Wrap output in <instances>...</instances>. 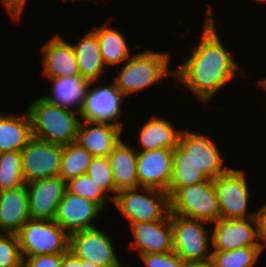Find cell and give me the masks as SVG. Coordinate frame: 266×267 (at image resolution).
<instances>
[{"label": "cell", "instance_id": "obj_1", "mask_svg": "<svg viewBox=\"0 0 266 267\" xmlns=\"http://www.w3.org/2000/svg\"><path fill=\"white\" fill-rule=\"evenodd\" d=\"M214 16L212 8L208 6L199 44L191 47L189 58L174 69V81L188 87L202 104L209 103L218 91L239 74L242 77L245 75L244 68L237 65L231 51L220 39Z\"/></svg>", "mask_w": 266, "mask_h": 267}, {"label": "cell", "instance_id": "obj_2", "mask_svg": "<svg viewBox=\"0 0 266 267\" xmlns=\"http://www.w3.org/2000/svg\"><path fill=\"white\" fill-rule=\"evenodd\" d=\"M139 53L133 55L124 62L123 67L112 79L122 94L128 98L132 94L149 88L151 85L162 82L163 78L171 75L174 78V70L169 69L171 60L167 52H155L134 45Z\"/></svg>", "mask_w": 266, "mask_h": 267}, {"label": "cell", "instance_id": "obj_3", "mask_svg": "<svg viewBox=\"0 0 266 267\" xmlns=\"http://www.w3.org/2000/svg\"><path fill=\"white\" fill-rule=\"evenodd\" d=\"M26 111L30 117L33 137L61 145L76 142L81 123L79 113L52 104L42 96L34 98Z\"/></svg>", "mask_w": 266, "mask_h": 267}, {"label": "cell", "instance_id": "obj_4", "mask_svg": "<svg viewBox=\"0 0 266 267\" xmlns=\"http://www.w3.org/2000/svg\"><path fill=\"white\" fill-rule=\"evenodd\" d=\"M113 203L130 225L133 222L163 220L170 214L168 193L154 188L137 187L120 190Z\"/></svg>", "mask_w": 266, "mask_h": 267}, {"label": "cell", "instance_id": "obj_5", "mask_svg": "<svg viewBox=\"0 0 266 267\" xmlns=\"http://www.w3.org/2000/svg\"><path fill=\"white\" fill-rule=\"evenodd\" d=\"M16 235L22 257L69 251L70 235L54 220L30 218Z\"/></svg>", "mask_w": 266, "mask_h": 267}, {"label": "cell", "instance_id": "obj_6", "mask_svg": "<svg viewBox=\"0 0 266 267\" xmlns=\"http://www.w3.org/2000/svg\"><path fill=\"white\" fill-rule=\"evenodd\" d=\"M170 213L214 223L220 208L213 179L179 188L170 197Z\"/></svg>", "mask_w": 266, "mask_h": 267}, {"label": "cell", "instance_id": "obj_7", "mask_svg": "<svg viewBox=\"0 0 266 267\" xmlns=\"http://www.w3.org/2000/svg\"><path fill=\"white\" fill-rule=\"evenodd\" d=\"M102 82H89L79 116L83 121L111 123L124 129L125 123L119 119L125 110L122 104L126 97L113 80L109 84Z\"/></svg>", "mask_w": 266, "mask_h": 267}, {"label": "cell", "instance_id": "obj_8", "mask_svg": "<svg viewBox=\"0 0 266 267\" xmlns=\"http://www.w3.org/2000/svg\"><path fill=\"white\" fill-rule=\"evenodd\" d=\"M170 218L175 254L184 262L210 259L212 240L209 225L211 224L171 213Z\"/></svg>", "mask_w": 266, "mask_h": 267}, {"label": "cell", "instance_id": "obj_9", "mask_svg": "<svg viewBox=\"0 0 266 267\" xmlns=\"http://www.w3.org/2000/svg\"><path fill=\"white\" fill-rule=\"evenodd\" d=\"M246 171L230 168L213 179L220 208L221 219H245L256 217V211L248 212L249 183Z\"/></svg>", "mask_w": 266, "mask_h": 267}, {"label": "cell", "instance_id": "obj_10", "mask_svg": "<svg viewBox=\"0 0 266 267\" xmlns=\"http://www.w3.org/2000/svg\"><path fill=\"white\" fill-rule=\"evenodd\" d=\"M69 251L81 260L99 267H121L111 234L99 228L78 231L70 235Z\"/></svg>", "mask_w": 266, "mask_h": 267}, {"label": "cell", "instance_id": "obj_11", "mask_svg": "<svg viewBox=\"0 0 266 267\" xmlns=\"http://www.w3.org/2000/svg\"><path fill=\"white\" fill-rule=\"evenodd\" d=\"M63 145L33 137L21 151L22 170L26 183L59 175Z\"/></svg>", "mask_w": 266, "mask_h": 267}, {"label": "cell", "instance_id": "obj_12", "mask_svg": "<svg viewBox=\"0 0 266 267\" xmlns=\"http://www.w3.org/2000/svg\"><path fill=\"white\" fill-rule=\"evenodd\" d=\"M212 251H228L246 246H264L258 236L256 217L219 219L211 223Z\"/></svg>", "mask_w": 266, "mask_h": 267}, {"label": "cell", "instance_id": "obj_13", "mask_svg": "<svg viewBox=\"0 0 266 267\" xmlns=\"http://www.w3.org/2000/svg\"><path fill=\"white\" fill-rule=\"evenodd\" d=\"M129 227L132 241L128 247L139 255L174 252L170 214L163 220L133 222Z\"/></svg>", "mask_w": 266, "mask_h": 267}, {"label": "cell", "instance_id": "obj_14", "mask_svg": "<svg viewBox=\"0 0 266 267\" xmlns=\"http://www.w3.org/2000/svg\"><path fill=\"white\" fill-rule=\"evenodd\" d=\"M102 210L96 202L65 191L54 221L71 235L78 231L96 228L93 221L100 217Z\"/></svg>", "mask_w": 266, "mask_h": 267}, {"label": "cell", "instance_id": "obj_15", "mask_svg": "<svg viewBox=\"0 0 266 267\" xmlns=\"http://www.w3.org/2000/svg\"><path fill=\"white\" fill-rule=\"evenodd\" d=\"M172 169L173 149L137 151L139 187L154 188L168 193Z\"/></svg>", "mask_w": 266, "mask_h": 267}, {"label": "cell", "instance_id": "obj_16", "mask_svg": "<svg viewBox=\"0 0 266 267\" xmlns=\"http://www.w3.org/2000/svg\"><path fill=\"white\" fill-rule=\"evenodd\" d=\"M26 186L30 218L54 220L66 191V182L56 176L36 179L26 183Z\"/></svg>", "mask_w": 266, "mask_h": 267}, {"label": "cell", "instance_id": "obj_17", "mask_svg": "<svg viewBox=\"0 0 266 267\" xmlns=\"http://www.w3.org/2000/svg\"><path fill=\"white\" fill-rule=\"evenodd\" d=\"M179 145L190 154L209 179L225 174L230 169L223 165L222 152L209 136L183 129L180 132Z\"/></svg>", "mask_w": 266, "mask_h": 267}, {"label": "cell", "instance_id": "obj_18", "mask_svg": "<svg viewBox=\"0 0 266 267\" xmlns=\"http://www.w3.org/2000/svg\"><path fill=\"white\" fill-rule=\"evenodd\" d=\"M55 34L41 46V71L47 78L80 76L71 43Z\"/></svg>", "mask_w": 266, "mask_h": 267}, {"label": "cell", "instance_id": "obj_19", "mask_svg": "<svg viewBox=\"0 0 266 267\" xmlns=\"http://www.w3.org/2000/svg\"><path fill=\"white\" fill-rule=\"evenodd\" d=\"M123 131L121 127L111 123L81 120L76 142L93 157H108L122 139Z\"/></svg>", "mask_w": 266, "mask_h": 267}, {"label": "cell", "instance_id": "obj_20", "mask_svg": "<svg viewBox=\"0 0 266 267\" xmlns=\"http://www.w3.org/2000/svg\"><path fill=\"white\" fill-rule=\"evenodd\" d=\"M26 184L0 192V231L16 234L30 219Z\"/></svg>", "mask_w": 266, "mask_h": 267}, {"label": "cell", "instance_id": "obj_21", "mask_svg": "<svg viewBox=\"0 0 266 267\" xmlns=\"http://www.w3.org/2000/svg\"><path fill=\"white\" fill-rule=\"evenodd\" d=\"M115 187L118 191L139 187L137 150L122 138L108 155Z\"/></svg>", "mask_w": 266, "mask_h": 267}, {"label": "cell", "instance_id": "obj_22", "mask_svg": "<svg viewBox=\"0 0 266 267\" xmlns=\"http://www.w3.org/2000/svg\"><path fill=\"white\" fill-rule=\"evenodd\" d=\"M174 123L164 117L152 116L144 123L139 132L141 146L137 151H151L159 148L174 149L179 144L180 132Z\"/></svg>", "mask_w": 266, "mask_h": 267}, {"label": "cell", "instance_id": "obj_23", "mask_svg": "<svg viewBox=\"0 0 266 267\" xmlns=\"http://www.w3.org/2000/svg\"><path fill=\"white\" fill-rule=\"evenodd\" d=\"M33 138L27 111L21 115L0 112V153L22 151Z\"/></svg>", "mask_w": 266, "mask_h": 267}, {"label": "cell", "instance_id": "obj_24", "mask_svg": "<svg viewBox=\"0 0 266 267\" xmlns=\"http://www.w3.org/2000/svg\"><path fill=\"white\" fill-rule=\"evenodd\" d=\"M78 64L80 76L87 81L101 80L105 64L101 57L100 45L93 30L86 32L78 41L71 43Z\"/></svg>", "mask_w": 266, "mask_h": 267}, {"label": "cell", "instance_id": "obj_25", "mask_svg": "<svg viewBox=\"0 0 266 267\" xmlns=\"http://www.w3.org/2000/svg\"><path fill=\"white\" fill-rule=\"evenodd\" d=\"M51 94L42 95L48 102L80 113L89 81L81 76L47 78ZM75 109V110H74Z\"/></svg>", "mask_w": 266, "mask_h": 267}, {"label": "cell", "instance_id": "obj_26", "mask_svg": "<svg viewBox=\"0 0 266 267\" xmlns=\"http://www.w3.org/2000/svg\"><path fill=\"white\" fill-rule=\"evenodd\" d=\"M92 30L99 41L101 57L106 67L121 65L133 55L124 34L109 27L107 22Z\"/></svg>", "mask_w": 266, "mask_h": 267}, {"label": "cell", "instance_id": "obj_27", "mask_svg": "<svg viewBox=\"0 0 266 267\" xmlns=\"http://www.w3.org/2000/svg\"><path fill=\"white\" fill-rule=\"evenodd\" d=\"M209 178L179 144L173 149L172 177L168 187L171 197L179 188L207 181Z\"/></svg>", "mask_w": 266, "mask_h": 267}, {"label": "cell", "instance_id": "obj_28", "mask_svg": "<svg viewBox=\"0 0 266 267\" xmlns=\"http://www.w3.org/2000/svg\"><path fill=\"white\" fill-rule=\"evenodd\" d=\"M93 156L77 142L63 145L59 177L67 182L85 175Z\"/></svg>", "mask_w": 266, "mask_h": 267}, {"label": "cell", "instance_id": "obj_29", "mask_svg": "<svg viewBox=\"0 0 266 267\" xmlns=\"http://www.w3.org/2000/svg\"><path fill=\"white\" fill-rule=\"evenodd\" d=\"M265 246H246L228 251H212L216 267H253Z\"/></svg>", "mask_w": 266, "mask_h": 267}, {"label": "cell", "instance_id": "obj_30", "mask_svg": "<svg viewBox=\"0 0 266 267\" xmlns=\"http://www.w3.org/2000/svg\"><path fill=\"white\" fill-rule=\"evenodd\" d=\"M26 184L24 179L21 151L0 153V192Z\"/></svg>", "mask_w": 266, "mask_h": 267}, {"label": "cell", "instance_id": "obj_31", "mask_svg": "<svg viewBox=\"0 0 266 267\" xmlns=\"http://www.w3.org/2000/svg\"><path fill=\"white\" fill-rule=\"evenodd\" d=\"M89 176L112 201L116 198L118 190L115 187L112 169L108 157H93L86 171ZM112 193V194H110Z\"/></svg>", "mask_w": 266, "mask_h": 267}, {"label": "cell", "instance_id": "obj_32", "mask_svg": "<svg viewBox=\"0 0 266 267\" xmlns=\"http://www.w3.org/2000/svg\"><path fill=\"white\" fill-rule=\"evenodd\" d=\"M66 191L96 202L103 211L107 212L108 199L106 196L108 195L86 174L68 180L66 182Z\"/></svg>", "mask_w": 266, "mask_h": 267}, {"label": "cell", "instance_id": "obj_33", "mask_svg": "<svg viewBox=\"0 0 266 267\" xmlns=\"http://www.w3.org/2000/svg\"><path fill=\"white\" fill-rule=\"evenodd\" d=\"M22 262L17 235L0 231V267H22Z\"/></svg>", "mask_w": 266, "mask_h": 267}, {"label": "cell", "instance_id": "obj_34", "mask_svg": "<svg viewBox=\"0 0 266 267\" xmlns=\"http://www.w3.org/2000/svg\"><path fill=\"white\" fill-rule=\"evenodd\" d=\"M146 267H184L185 262L175 252L140 255Z\"/></svg>", "mask_w": 266, "mask_h": 267}, {"label": "cell", "instance_id": "obj_35", "mask_svg": "<svg viewBox=\"0 0 266 267\" xmlns=\"http://www.w3.org/2000/svg\"><path fill=\"white\" fill-rule=\"evenodd\" d=\"M63 254L23 257L22 267H61Z\"/></svg>", "mask_w": 266, "mask_h": 267}, {"label": "cell", "instance_id": "obj_36", "mask_svg": "<svg viewBox=\"0 0 266 267\" xmlns=\"http://www.w3.org/2000/svg\"><path fill=\"white\" fill-rule=\"evenodd\" d=\"M11 19L19 20L28 0H0Z\"/></svg>", "mask_w": 266, "mask_h": 267}, {"label": "cell", "instance_id": "obj_37", "mask_svg": "<svg viewBox=\"0 0 266 267\" xmlns=\"http://www.w3.org/2000/svg\"><path fill=\"white\" fill-rule=\"evenodd\" d=\"M256 218L258 222V236L260 242L266 247V202L262 207L257 208Z\"/></svg>", "mask_w": 266, "mask_h": 267}, {"label": "cell", "instance_id": "obj_38", "mask_svg": "<svg viewBox=\"0 0 266 267\" xmlns=\"http://www.w3.org/2000/svg\"><path fill=\"white\" fill-rule=\"evenodd\" d=\"M61 267H83V260L68 251L63 254Z\"/></svg>", "mask_w": 266, "mask_h": 267}, {"label": "cell", "instance_id": "obj_39", "mask_svg": "<svg viewBox=\"0 0 266 267\" xmlns=\"http://www.w3.org/2000/svg\"><path fill=\"white\" fill-rule=\"evenodd\" d=\"M184 267H216L214 261L210 258L203 261L185 262Z\"/></svg>", "mask_w": 266, "mask_h": 267}, {"label": "cell", "instance_id": "obj_40", "mask_svg": "<svg viewBox=\"0 0 266 267\" xmlns=\"http://www.w3.org/2000/svg\"><path fill=\"white\" fill-rule=\"evenodd\" d=\"M256 84L259 86V88L261 87L266 90V77L258 80Z\"/></svg>", "mask_w": 266, "mask_h": 267}, {"label": "cell", "instance_id": "obj_41", "mask_svg": "<svg viewBox=\"0 0 266 267\" xmlns=\"http://www.w3.org/2000/svg\"><path fill=\"white\" fill-rule=\"evenodd\" d=\"M83 267H99V266H97V265H95L89 261L83 260Z\"/></svg>", "mask_w": 266, "mask_h": 267}, {"label": "cell", "instance_id": "obj_42", "mask_svg": "<svg viewBox=\"0 0 266 267\" xmlns=\"http://www.w3.org/2000/svg\"><path fill=\"white\" fill-rule=\"evenodd\" d=\"M255 1V0H254ZM257 1H259V2H263V3H265L266 2V0H256V2Z\"/></svg>", "mask_w": 266, "mask_h": 267}]
</instances>
